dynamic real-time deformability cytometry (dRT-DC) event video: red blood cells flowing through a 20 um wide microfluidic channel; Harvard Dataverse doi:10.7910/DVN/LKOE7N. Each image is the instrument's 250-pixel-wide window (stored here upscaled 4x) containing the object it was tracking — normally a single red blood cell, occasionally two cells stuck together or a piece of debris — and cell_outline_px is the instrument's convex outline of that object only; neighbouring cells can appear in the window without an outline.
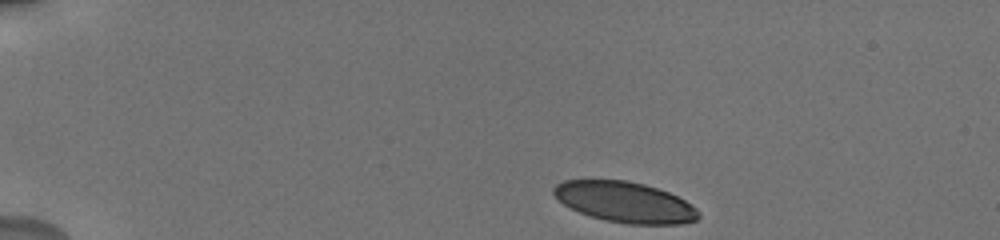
{"species": "human", "species_latin": "Homo sapiens", "temperature_condition": "cold", "stored_images_in_passage": 52, "camera_frame_rate_fps": 3000, "um_per_image_px": 0.085, "donor": {"sex": "male"}, "frame": {"image": 1, "passage_image": 1, "time_ms": 0.0, "image_size_px": [1000, 240], "cell_outline_px": [[700, 216], [696, 220], [680, 224], [628, 224], [604, 220], [580, 212], [564, 204], [552, 192], [552, 188], [556, 184], [564, 180], [628, 180], [644, 184], [668, 192], [692, 204], [700, 212]], "centroid_in_image_um": [53.13, 17.18], "position_along_channel_um": 31.9, "area_um2": 34.16}}
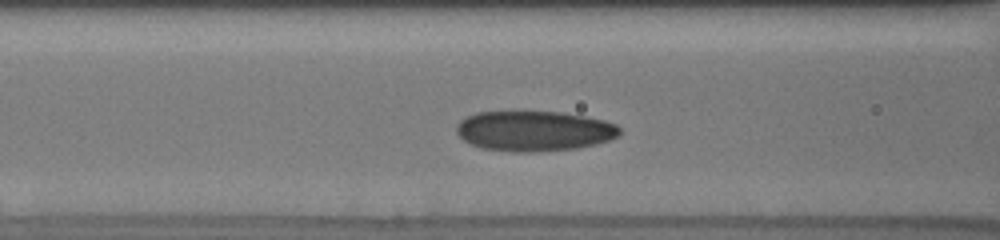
{"frame": {"image": 2, "passage_image": 10, "time_ms": 4.667, "image_size_px": [1000, 240], "cell_outline_px": [[620, 132], [616, 136], [608, 140], [596, 144], [576, 148], [532, 152], [512, 152], [484, 148], [472, 144], [464, 140], [456, 132], [456, 124], [460, 120], [476, 112], [512, 108], [560, 112], [584, 116], [604, 120], [616, 124], [620, 128]], "centroid_in_image_um": [45.34, 11.08], "position_along_channel_um": 121.3, "area_um2": 39.25}}
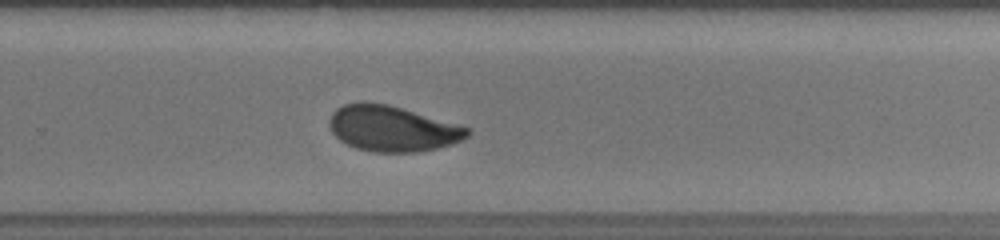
{"frame": {"image": 3, "passage_image": 30, "time_ms": 9.333, "image_size_px": [1000, 240], "cell_outline_px": [[472, 132], [468, 136], [460, 140], [436, 148], [416, 152], [372, 152], [356, 148], [340, 140], [332, 132], [328, 124], [328, 120], [332, 112], [336, 108], [344, 104], [360, 100], [364, 100], [388, 104], [456, 124], [468, 128]], "centroid_in_image_um": [33.27, 10.91], "position_along_channel_um": 296.5, "area_um2": 36.65}, "authors_computed_cell_mechanics": {"area_um2": 36.7319, "velocity_mm_per_s": 3.7648, "shape_relaxation_time_tau1_ms": 3.602, "shape_relaxation_time_tau2_ms": 1.3323, "deformation_change_tau1": 0.1414, "deformation_change_tau2": 0.0613}}